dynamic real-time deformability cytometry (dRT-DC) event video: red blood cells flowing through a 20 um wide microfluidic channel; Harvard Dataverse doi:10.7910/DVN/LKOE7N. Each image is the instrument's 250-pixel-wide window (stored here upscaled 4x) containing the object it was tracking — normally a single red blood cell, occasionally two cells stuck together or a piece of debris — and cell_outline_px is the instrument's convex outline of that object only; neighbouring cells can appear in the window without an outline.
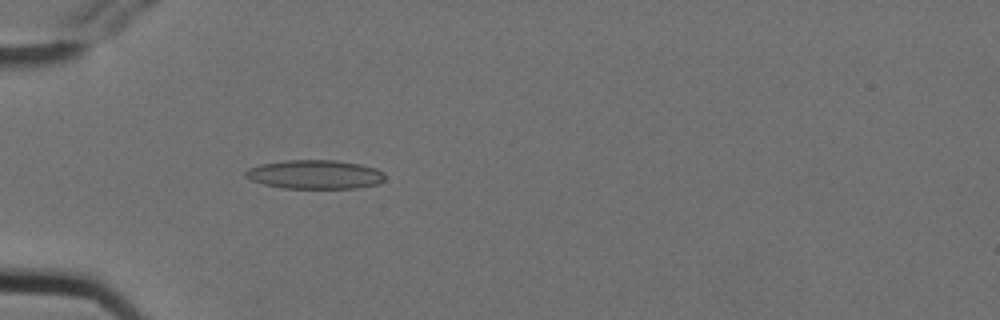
{"species": "Egyptian fruit bat (a non-hibernating species)", "species_latin": "Rousettus aegyptiacus", "temperature_condition": "cold", "stored_images_in_passage": 7, "camera_frame_rate_fps": 3000, "um_per_image_px": 0.085, "animal": {"sex": "female"}, "frame": {"image": 1, "passage_image": 5, "time_ms": 1.333, "image_size_px": [1000, 320], "cell_outline_px": [[384, 180], [376, 184], [356, 188], [284, 188], [264, 184], [252, 180], [244, 176], [244, 172], [248, 168], [260, 164], [284, 160], [336, 160], [360, 164], [376, 168], [384, 172]], "centroid_in_image_um": [26.76, 14.82], "position_along_channel_um": 58.2, "area_um2": 23.52}}